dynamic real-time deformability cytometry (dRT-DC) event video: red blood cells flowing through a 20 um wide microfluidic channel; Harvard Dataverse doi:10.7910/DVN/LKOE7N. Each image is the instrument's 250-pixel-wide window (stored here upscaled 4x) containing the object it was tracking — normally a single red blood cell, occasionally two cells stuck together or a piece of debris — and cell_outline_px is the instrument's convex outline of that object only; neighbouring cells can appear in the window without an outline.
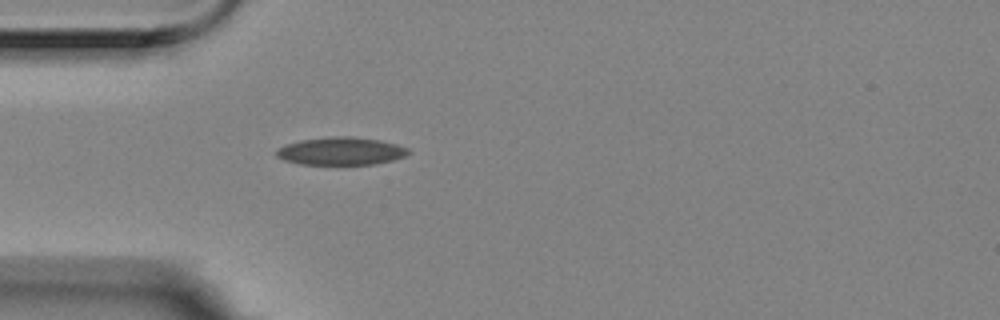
{"species": "Egyptian fruit bat (a non-hibernating species)", "species_latin": "Rousettus aegyptiacus", "temperature_condition": "room temperature", "stored_images_in_passage": 3, "camera_frame_rate_fps": 3000, "um_per_image_px": 0.085, "animal": {"sex": "female"}, "frame": {"image": 1, "passage_image": 3, "time_ms": 0.667, "image_size_px": [1000, 320], "cell_outline_px": [[412, 152], [404, 156], [392, 160], [376, 164], [300, 164], [284, 160], [276, 156], [276, 152], [280, 148], [288, 144], [300, 140], [332, 136], [348, 136], [380, 140], [396, 144], [408, 148]], "centroid_in_image_um": [29.01, 12.84], "position_along_channel_um": 56.0, "area_um2": 21.21}}